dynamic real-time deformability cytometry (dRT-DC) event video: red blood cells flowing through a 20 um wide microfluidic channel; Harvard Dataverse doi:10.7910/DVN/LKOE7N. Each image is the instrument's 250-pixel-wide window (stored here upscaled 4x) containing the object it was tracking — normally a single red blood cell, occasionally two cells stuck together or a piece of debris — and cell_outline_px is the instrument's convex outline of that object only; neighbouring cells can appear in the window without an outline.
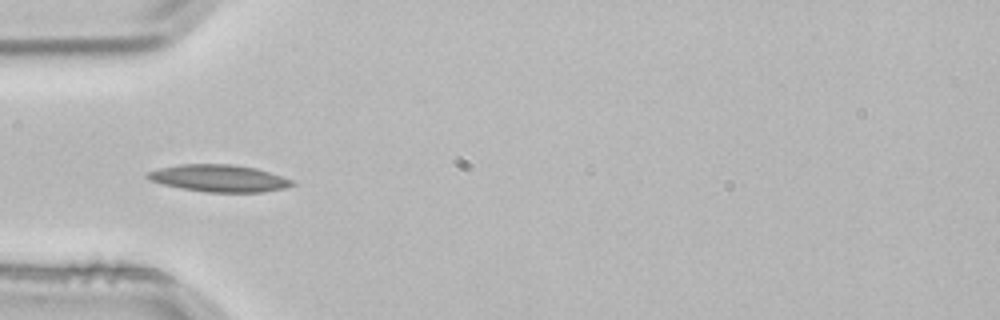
{"species": "common noctule bat (a hibernating species)", "species_latin": "Nyctalus noctula", "temperature_condition": "room temperature", "stored_images_in_passage": 4, "camera_frame_rate_fps": 3000, "um_per_image_px": 0.085, "animal": {"sex": "male", "body_mass_g": 21.5, "forearm_length_mm": 52.0}, "frame": {"image": 1, "passage_image": 4, "time_ms": 1.0, "image_size_px": [1000, 320], "cell_outline_px": [[296, 184], [284, 188], [264, 192], [204, 192], [180, 188], [148, 180], [144, 176], [148, 172], [160, 168], [180, 164], [232, 164], [256, 168], [292, 180]], "centroid_in_image_um": [18.59, 15.15], "position_along_channel_um": 66.4, "area_um2": 22.77}}